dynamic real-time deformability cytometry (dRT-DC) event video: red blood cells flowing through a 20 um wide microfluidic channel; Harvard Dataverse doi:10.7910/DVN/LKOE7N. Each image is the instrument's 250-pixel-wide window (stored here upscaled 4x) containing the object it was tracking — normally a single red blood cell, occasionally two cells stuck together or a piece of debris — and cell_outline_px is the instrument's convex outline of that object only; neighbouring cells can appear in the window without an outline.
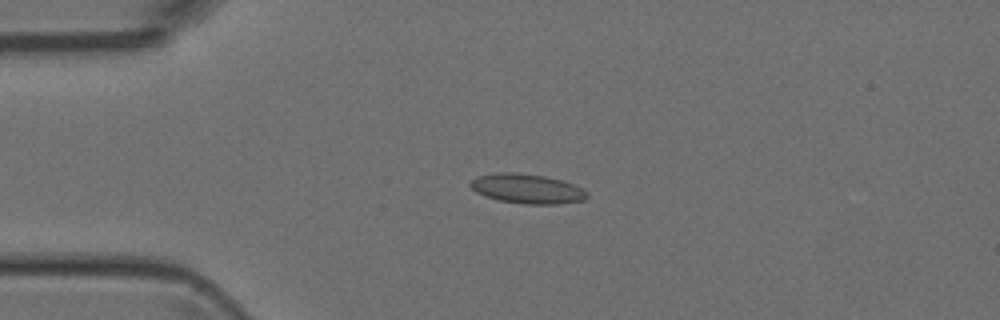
{"species": "Egyptian fruit bat (a non-hibernating species)", "species_latin": "Rousettus aegyptiacus", "temperature_condition": "room temperature", "stored_images_in_passage": 5, "camera_frame_rate_fps": 3000, "um_per_image_px": 0.085, "animal": {"sex": "female"}, "frame": {"image": 1, "passage_image": 4, "time_ms": 3.333, "image_size_px": [1000, 320], "cell_outline_px": [[588, 196], [584, 200], [560, 204], [524, 204], [500, 200], [484, 196], [476, 192], [468, 184], [476, 176], [500, 172], [516, 172], [544, 176], [560, 180], [572, 184], [588, 192]], "centroid_in_image_um": [44.78, 16.04], "position_along_channel_um": 40.2, "area_um2": 20.06}}